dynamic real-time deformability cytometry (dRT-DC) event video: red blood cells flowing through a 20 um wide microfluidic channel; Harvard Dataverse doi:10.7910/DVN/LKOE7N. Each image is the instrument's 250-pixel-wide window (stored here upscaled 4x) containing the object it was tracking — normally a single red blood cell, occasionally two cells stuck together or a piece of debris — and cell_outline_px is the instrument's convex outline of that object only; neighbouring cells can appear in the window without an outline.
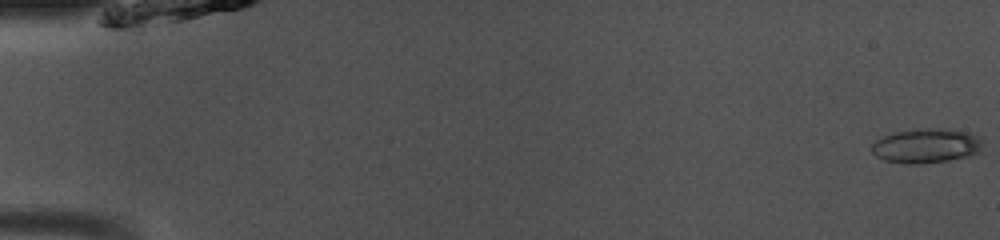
{"species": "common noctule bat (a hibernating species)", "species_latin": "Nyctalus noctula", "temperature_condition": "room temperature", "stored_images_in_passage": 50, "camera_frame_rate_fps": 3000, "um_per_image_px": 0.085, "animal": {"sex": "male", "body_mass_g": 13.0, "forearm_length_mm": 53.1}, "frame": {"image": 1, "passage_image": 1, "time_ms": 0.0, "image_size_px": [1000, 240], "cell_outline_px": [[984, 152], [968, 156], [948, 160], [916, 164], [908, 164], [884, 160], [876, 156], [872, 152], [872, 144], [876, 140], [884, 136], [896, 132], [916, 128], [940, 128], [968, 132], [984, 140]], "centroid_in_image_um": [78.79, 12.39], "position_along_channel_um": 6.2, "area_um2": 22.54}}
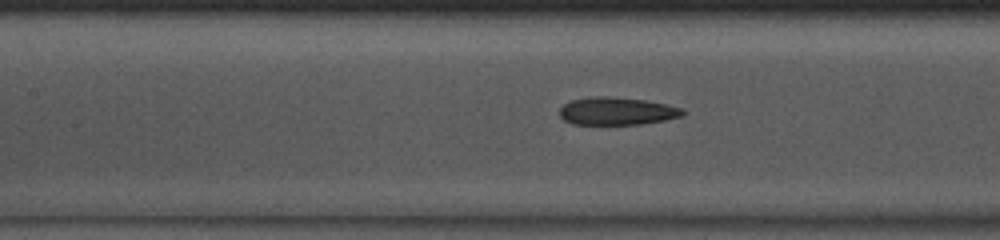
{"frame": {"image": 2, "passage_image": 23, "time_ms": 7.333, "image_size_px": [1000, 240], "cell_outline_px": [[684, 116], [664, 120], [640, 124], [572, 124], [564, 120], [560, 116], [560, 108], [564, 104], [572, 100], [592, 96], [608, 96], [644, 100], [684, 108]], "centroid_in_image_um": [52.43, 9.44], "position_along_channel_um": 155.0, "area_um2": 19.83}}
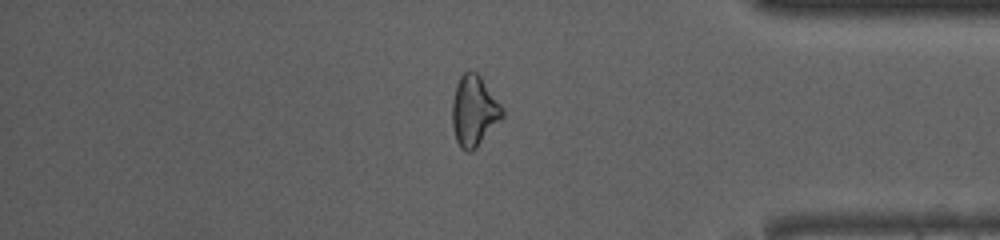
{"frame": {"image": 3, "passage_image": 42, "time_ms": 13.667, "image_size_px": [1000, 240], "cell_outline_px": [[504, 116], [476, 148], [472, 152], [464, 152], [460, 148], [456, 140], [452, 124], [452, 100], [456, 84], [460, 76], [468, 68], [476, 72], [480, 76], [504, 108]], "centroid_in_image_um": [40.28, 9.43], "position_along_channel_um": 394.9, "area_um2": 20.87}, "authors_computed_cell_mechanics": {"area_um2": 20.7502, "velocity_mm_per_s": 4.1026, "shape_relaxation_time_tau1_ms": 3.0006, "shape_relaxation_time_tau2_ms": 2.9297, "deformation_change_tau1": 0.1179, "deformation_change_tau2": 0.1209}}